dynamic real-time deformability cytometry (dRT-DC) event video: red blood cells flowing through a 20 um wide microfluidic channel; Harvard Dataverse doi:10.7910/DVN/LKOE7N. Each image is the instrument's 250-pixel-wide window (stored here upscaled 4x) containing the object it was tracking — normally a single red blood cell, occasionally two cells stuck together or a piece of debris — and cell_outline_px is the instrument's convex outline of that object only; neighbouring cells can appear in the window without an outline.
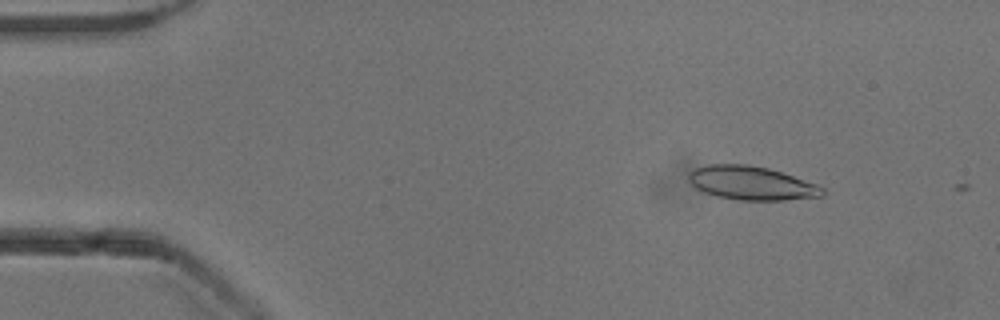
{"species": "common noctule bat (a hibernating species)", "species_latin": "Nyctalus noctula", "temperature_condition": "cold", "stored_images_in_passage": 8, "camera_frame_rate_fps": 3000, "um_per_image_px": 0.085, "animal": {"sex": "male", "body_mass_g": 13.3}, "frame": {"image": 1, "passage_image": 7, "time_ms": 2.0, "image_size_px": [1000, 320], "cell_outline_px": [[824, 196], [784, 200], [740, 200], [716, 196], [704, 192], [696, 188], [688, 180], [688, 172], [696, 168], [708, 164], [748, 164], [768, 168], [816, 184], [824, 188]], "centroid_in_image_um": [63.85, 15.56], "position_along_channel_um": 21.2, "area_um2": 26.18}}